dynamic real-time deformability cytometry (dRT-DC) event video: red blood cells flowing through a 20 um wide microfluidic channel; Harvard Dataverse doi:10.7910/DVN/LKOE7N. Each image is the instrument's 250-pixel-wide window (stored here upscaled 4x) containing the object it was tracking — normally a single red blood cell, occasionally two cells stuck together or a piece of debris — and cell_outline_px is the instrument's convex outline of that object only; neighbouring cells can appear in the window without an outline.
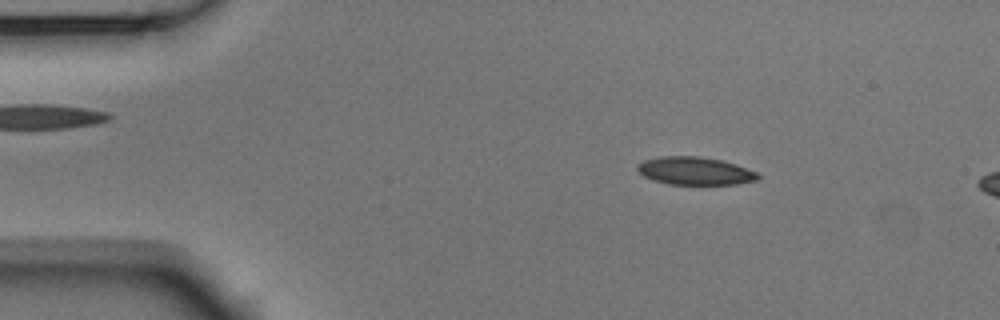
{"species": "Egyptian fruit bat (a non-hibernating species)", "species_latin": "Rousettus aegyptiacus", "temperature_condition": "room temperature", "stored_images_in_passage": 13, "camera_frame_rate_fps": 3000, "um_per_image_px": 0.085, "animal": {"sex": "male"}, "frame": {"image": 1, "passage_image": 8, "time_ms": 2.333, "image_size_px": [1000, 320], "cell_outline_px": [[760, 176], [756, 180], [736, 184], [668, 184], [652, 180], [644, 176], [636, 168], [636, 164], [644, 160], [660, 156], [700, 156], [720, 160], [736, 164], [756, 172]], "centroid_in_image_um": [59.03, 14.52], "position_along_channel_um": 26.0, "area_um2": 19.54}}